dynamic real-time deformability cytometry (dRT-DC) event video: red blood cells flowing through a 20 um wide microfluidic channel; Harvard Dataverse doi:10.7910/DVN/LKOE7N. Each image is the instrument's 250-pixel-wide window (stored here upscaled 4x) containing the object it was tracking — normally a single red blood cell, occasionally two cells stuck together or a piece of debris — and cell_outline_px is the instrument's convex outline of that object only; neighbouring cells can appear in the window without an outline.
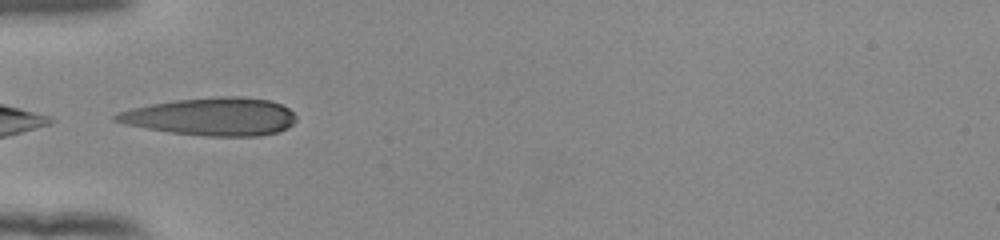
{"species": "human", "species_latin": "Homo sapiens", "temperature_condition": "room temperature", "stored_images_in_passage": 34, "camera_frame_rate_fps": 3000, "um_per_image_px": 0.085, "donor": {"sex": "female"}, "frame": {"image": 1, "passage_image": 1, "time_ms": 0.0, "image_size_px": [1000, 240], "cell_outline_px": [[296, 120], [288, 128], [276, 132], [260, 136], [208, 136], [172, 132], [124, 124], [112, 120], [112, 116], [120, 112], [132, 108], [152, 104], [176, 100], [220, 96], [240, 96], [268, 100], [280, 104], [288, 108], [296, 116]], "centroid_in_image_um": [18.0, 9.91], "position_along_channel_um": 67.0, "area_um2": 39.42}}
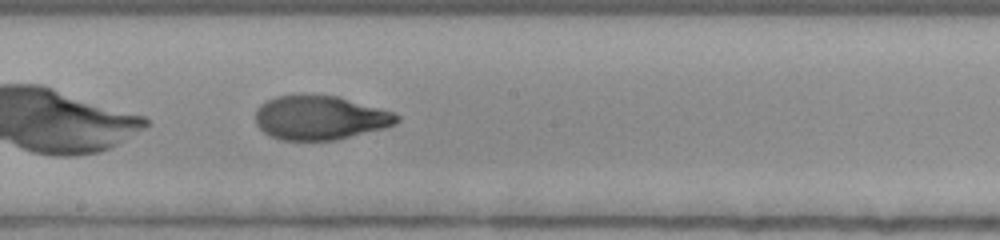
{"frame": {"image": 2, "passage_image": 13, "time_ms": 4.0, "image_size_px": [1000, 240], "cell_outline_px": [[400, 120], [396, 124], [384, 128], [336, 140], [280, 140], [264, 132], [256, 124], [256, 108], [260, 104], [276, 96], [300, 92], [336, 96], [392, 112], [400, 116]], "centroid_in_image_um": [27.16, 9.98], "position_along_channel_um": 221.0, "area_um2": 36.65}}
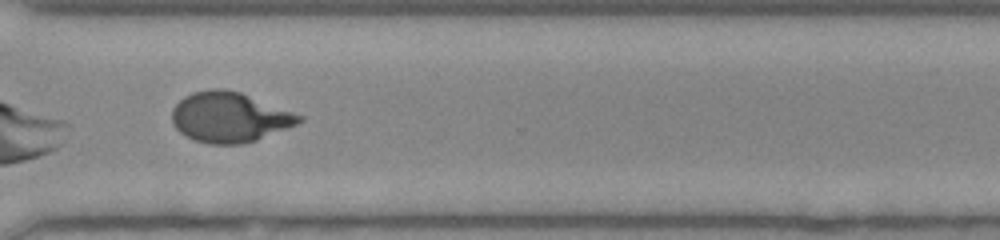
{"frame": {"image": 3, "passage_image": 23, "time_ms": 7.333, "image_size_px": [1000, 240], "cell_outline_px": [[304, 120], [296, 124], [256, 140], [244, 144], [208, 144], [184, 136], [172, 124], [172, 108], [184, 96], [192, 92], [212, 88], [224, 88], [240, 92], [304, 116]], "centroid_in_image_um": [19.47, 9.96], "position_along_channel_um": 351.1, "area_um2": 37.11}, "authors_computed_cell_mechanics": {"area_um2": 36.5585, "velocity_mm_per_s": 3.8957, "shape_relaxation_time_tau1_ms": 6.3004, "shape_relaxation_time_tau2_ms": 2.0971, "deformation_change_tau1": 0.2783, "deformation_change_tau2": 0.0545}}